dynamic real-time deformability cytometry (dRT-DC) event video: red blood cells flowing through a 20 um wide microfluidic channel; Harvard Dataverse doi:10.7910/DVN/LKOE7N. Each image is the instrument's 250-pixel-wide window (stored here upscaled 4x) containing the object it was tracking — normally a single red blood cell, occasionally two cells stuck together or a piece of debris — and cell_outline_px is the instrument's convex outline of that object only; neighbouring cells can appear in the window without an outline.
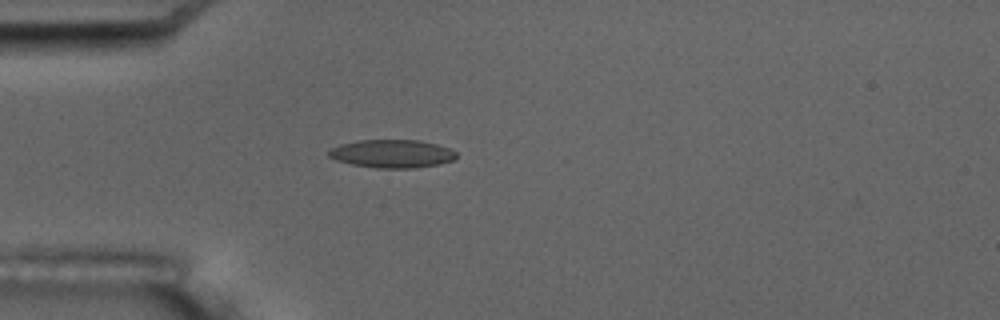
{"species": "common noctule bat (a hibernating species)", "species_latin": "Nyctalus noctula", "temperature_condition": "room temperature", "stored_images_in_passage": 4, "camera_frame_rate_fps": 3000, "um_per_image_px": 0.085, "animal": {"sex": "male", "body_mass_g": 17.5, "forearm_length_mm": 52.3}, "frame": {"image": 1, "passage_image": 4, "time_ms": 4.333, "image_size_px": [1000, 320], "cell_outline_px": [[456, 156], [452, 160], [440, 164], [412, 168], [376, 168], [352, 164], [336, 160], [328, 156], [328, 152], [332, 148], [340, 144], [360, 140], [420, 140], [436, 144], [448, 148], [456, 152]], "centroid_in_image_um": [33.31, 13.06], "position_along_channel_um": 51.7, "area_um2": 20.81}}